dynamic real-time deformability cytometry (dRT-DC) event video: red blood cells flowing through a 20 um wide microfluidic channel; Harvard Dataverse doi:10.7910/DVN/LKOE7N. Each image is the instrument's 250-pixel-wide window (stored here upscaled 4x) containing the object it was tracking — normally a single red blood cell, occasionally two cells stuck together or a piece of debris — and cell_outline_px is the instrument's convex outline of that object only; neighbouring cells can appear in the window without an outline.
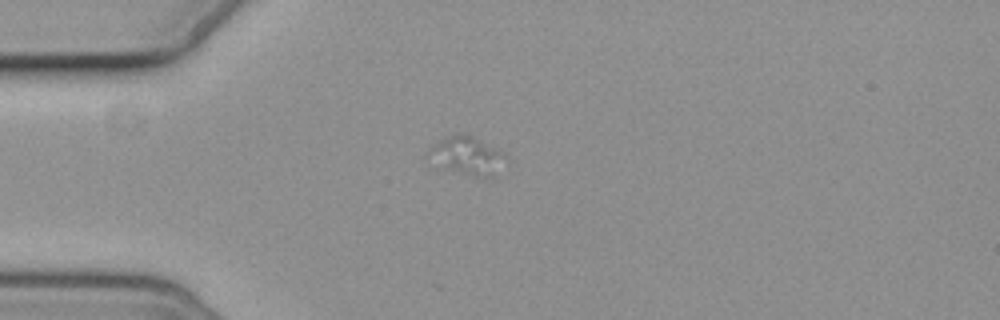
{"species": "common noctule bat (a hibernating species)", "species_latin": "Nyctalus noctula", "temperature_condition": "cold", "stored_images_in_passage": 3, "camera_frame_rate_fps": 3000, "um_per_image_px": 0.085, "animal": {"sex": "female", "body_mass_g": 19.3, "forearm_length_mm": 54.1}, "frame": {"image": 1, "passage_image": 1, "time_ms": 0.0, "image_size_px": [1000, 320], "cell_outline_px": [[508, 160], [492, 180], [436, 168], [424, 156], [440, 140], [456, 132], [468, 132], [504, 152], [508, 156]], "centroid_in_image_um": [39.72, 13.26], "position_along_channel_um": 45.3, "area_um2": 18.44}}
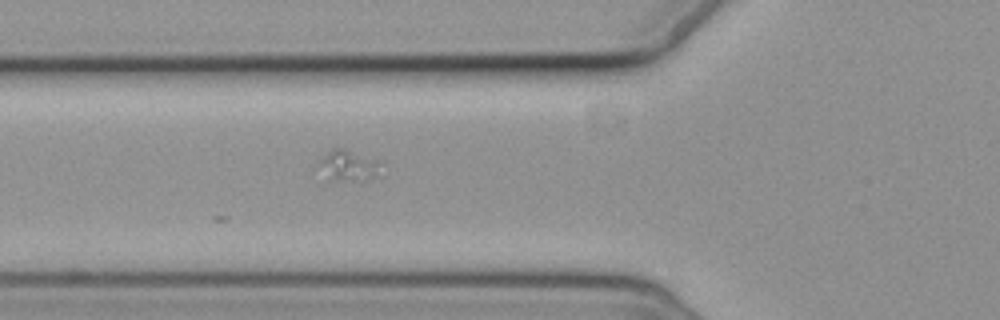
{"frame": {"image": 2, "passage_image": 3, "time_ms": 2.333, "image_size_px": [1000, 320], "cell_outline_px": [[380, 164], [372, 176], [364, 180], [328, 180], [320, 164], [320, 160], [332, 148], [344, 148], [380, 160]], "centroid_in_image_um": [29.59, 14.04], "position_along_channel_um": 96.2, "area_um2": 10.64}}